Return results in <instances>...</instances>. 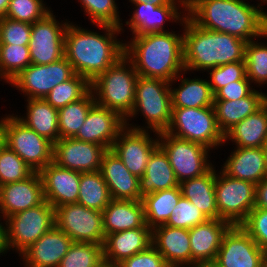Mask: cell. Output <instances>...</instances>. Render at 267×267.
<instances>
[{
  "instance_id": "6da1fadb",
  "label": "cell",
  "mask_w": 267,
  "mask_h": 267,
  "mask_svg": "<svg viewBox=\"0 0 267 267\" xmlns=\"http://www.w3.org/2000/svg\"><path fill=\"white\" fill-rule=\"evenodd\" d=\"M95 26L104 34L70 21L64 36V57L74 73L90 83L124 56V41L117 38L122 34L121 29L112 25Z\"/></svg>"
},
{
  "instance_id": "7a4b0ae2",
  "label": "cell",
  "mask_w": 267,
  "mask_h": 267,
  "mask_svg": "<svg viewBox=\"0 0 267 267\" xmlns=\"http://www.w3.org/2000/svg\"><path fill=\"white\" fill-rule=\"evenodd\" d=\"M247 0H198L186 15L199 27L246 42L267 39V12Z\"/></svg>"
},
{
  "instance_id": "3957f363",
  "label": "cell",
  "mask_w": 267,
  "mask_h": 267,
  "mask_svg": "<svg viewBox=\"0 0 267 267\" xmlns=\"http://www.w3.org/2000/svg\"><path fill=\"white\" fill-rule=\"evenodd\" d=\"M124 42V56L141 77L171 82L185 71L183 33H147Z\"/></svg>"
},
{
  "instance_id": "277c9868",
  "label": "cell",
  "mask_w": 267,
  "mask_h": 267,
  "mask_svg": "<svg viewBox=\"0 0 267 267\" xmlns=\"http://www.w3.org/2000/svg\"><path fill=\"white\" fill-rule=\"evenodd\" d=\"M179 25L183 26L186 72H205L217 66L245 61L246 41L227 33L201 28L187 15Z\"/></svg>"
},
{
  "instance_id": "5b68a950",
  "label": "cell",
  "mask_w": 267,
  "mask_h": 267,
  "mask_svg": "<svg viewBox=\"0 0 267 267\" xmlns=\"http://www.w3.org/2000/svg\"><path fill=\"white\" fill-rule=\"evenodd\" d=\"M139 112H141V117L143 115L147 126L130 123L132 118L133 120L136 119L135 117ZM171 119L170 82L139 76L135 86L134 106L130 115L125 119V126L134 130L149 131L150 129L155 137L158 133L168 129Z\"/></svg>"
},
{
  "instance_id": "8992f818",
  "label": "cell",
  "mask_w": 267,
  "mask_h": 267,
  "mask_svg": "<svg viewBox=\"0 0 267 267\" xmlns=\"http://www.w3.org/2000/svg\"><path fill=\"white\" fill-rule=\"evenodd\" d=\"M138 77L133 64L125 56L121 57L90 83L95 102L126 119L134 106Z\"/></svg>"
},
{
  "instance_id": "52a82bcc",
  "label": "cell",
  "mask_w": 267,
  "mask_h": 267,
  "mask_svg": "<svg viewBox=\"0 0 267 267\" xmlns=\"http://www.w3.org/2000/svg\"><path fill=\"white\" fill-rule=\"evenodd\" d=\"M165 132L201 144L212 151L225 145L224 134L218 127L213 106L172 108L171 123Z\"/></svg>"
},
{
  "instance_id": "ba28073f",
  "label": "cell",
  "mask_w": 267,
  "mask_h": 267,
  "mask_svg": "<svg viewBox=\"0 0 267 267\" xmlns=\"http://www.w3.org/2000/svg\"><path fill=\"white\" fill-rule=\"evenodd\" d=\"M5 145L14 151L34 172L53 162V143L21 122L14 113L0 118Z\"/></svg>"
},
{
  "instance_id": "9c48e42d",
  "label": "cell",
  "mask_w": 267,
  "mask_h": 267,
  "mask_svg": "<svg viewBox=\"0 0 267 267\" xmlns=\"http://www.w3.org/2000/svg\"><path fill=\"white\" fill-rule=\"evenodd\" d=\"M55 225V208L46 200L30 209L17 212L5 219L7 252L19 255Z\"/></svg>"
},
{
  "instance_id": "30bf717a",
  "label": "cell",
  "mask_w": 267,
  "mask_h": 267,
  "mask_svg": "<svg viewBox=\"0 0 267 267\" xmlns=\"http://www.w3.org/2000/svg\"><path fill=\"white\" fill-rule=\"evenodd\" d=\"M256 184L216 170L215 194L219 219L241 225L255 207Z\"/></svg>"
},
{
  "instance_id": "8fae6325",
  "label": "cell",
  "mask_w": 267,
  "mask_h": 267,
  "mask_svg": "<svg viewBox=\"0 0 267 267\" xmlns=\"http://www.w3.org/2000/svg\"><path fill=\"white\" fill-rule=\"evenodd\" d=\"M159 146L168 156L178 183L199 177L212 166L211 152L205 146L176 138L166 132L158 133Z\"/></svg>"
},
{
  "instance_id": "7c38bea8",
  "label": "cell",
  "mask_w": 267,
  "mask_h": 267,
  "mask_svg": "<svg viewBox=\"0 0 267 267\" xmlns=\"http://www.w3.org/2000/svg\"><path fill=\"white\" fill-rule=\"evenodd\" d=\"M74 71L65 58L44 65L30 64L9 83L26 99H44L58 84L69 80Z\"/></svg>"
},
{
  "instance_id": "4fadbf2b",
  "label": "cell",
  "mask_w": 267,
  "mask_h": 267,
  "mask_svg": "<svg viewBox=\"0 0 267 267\" xmlns=\"http://www.w3.org/2000/svg\"><path fill=\"white\" fill-rule=\"evenodd\" d=\"M55 225L73 242L104 243L102 211L78 203L58 206L55 208Z\"/></svg>"
},
{
  "instance_id": "5bb4252c",
  "label": "cell",
  "mask_w": 267,
  "mask_h": 267,
  "mask_svg": "<svg viewBox=\"0 0 267 267\" xmlns=\"http://www.w3.org/2000/svg\"><path fill=\"white\" fill-rule=\"evenodd\" d=\"M53 14L52 10L32 24L28 44L31 64H50L64 57V36L70 21L64 19L60 22Z\"/></svg>"
},
{
  "instance_id": "9a60e30c",
  "label": "cell",
  "mask_w": 267,
  "mask_h": 267,
  "mask_svg": "<svg viewBox=\"0 0 267 267\" xmlns=\"http://www.w3.org/2000/svg\"><path fill=\"white\" fill-rule=\"evenodd\" d=\"M152 132L125 126L111 147L125 167L138 178L144 175L151 154L159 146L158 135L153 138L150 136Z\"/></svg>"
},
{
  "instance_id": "2e32d148",
  "label": "cell",
  "mask_w": 267,
  "mask_h": 267,
  "mask_svg": "<svg viewBox=\"0 0 267 267\" xmlns=\"http://www.w3.org/2000/svg\"><path fill=\"white\" fill-rule=\"evenodd\" d=\"M266 255L240 225H233L224 234L214 262L219 267H261Z\"/></svg>"
},
{
  "instance_id": "e0dca14e",
  "label": "cell",
  "mask_w": 267,
  "mask_h": 267,
  "mask_svg": "<svg viewBox=\"0 0 267 267\" xmlns=\"http://www.w3.org/2000/svg\"><path fill=\"white\" fill-rule=\"evenodd\" d=\"M104 146L75 138H61L53 144V162L66 169L79 172L100 170Z\"/></svg>"
},
{
  "instance_id": "ac0fdd59",
  "label": "cell",
  "mask_w": 267,
  "mask_h": 267,
  "mask_svg": "<svg viewBox=\"0 0 267 267\" xmlns=\"http://www.w3.org/2000/svg\"><path fill=\"white\" fill-rule=\"evenodd\" d=\"M135 10L130 19L125 24H121V32L124 33L123 25L131 30L132 36H140L147 33L169 32L165 30L166 21L181 23L186 17V11L183 5H162L134 3ZM182 12H181V8ZM184 10V11H183Z\"/></svg>"
},
{
  "instance_id": "d6986e66",
  "label": "cell",
  "mask_w": 267,
  "mask_h": 267,
  "mask_svg": "<svg viewBox=\"0 0 267 267\" xmlns=\"http://www.w3.org/2000/svg\"><path fill=\"white\" fill-rule=\"evenodd\" d=\"M124 127L125 119L117 112L95 103L74 138L104 146L108 150Z\"/></svg>"
},
{
  "instance_id": "ffe728a7",
  "label": "cell",
  "mask_w": 267,
  "mask_h": 267,
  "mask_svg": "<svg viewBox=\"0 0 267 267\" xmlns=\"http://www.w3.org/2000/svg\"><path fill=\"white\" fill-rule=\"evenodd\" d=\"M81 173L54 162L39 171L45 200L54 208L77 203Z\"/></svg>"
},
{
  "instance_id": "44dd1931",
  "label": "cell",
  "mask_w": 267,
  "mask_h": 267,
  "mask_svg": "<svg viewBox=\"0 0 267 267\" xmlns=\"http://www.w3.org/2000/svg\"><path fill=\"white\" fill-rule=\"evenodd\" d=\"M45 201L39 172H34L23 181L0 186V215L6 219L11 215L34 208Z\"/></svg>"
},
{
  "instance_id": "7402d4cb",
  "label": "cell",
  "mask_w": 267,
  "mask_h": 267,
  "mask_svg": "<svg viewBox=\"0 0 267 267\" xmlns=\"http://www.w3.org/2000/svg\"><path fill=\"white\" fill-rule=\"evenodd\" d=\"M232 225L222 219H208L189 229L191 267L215 261L224 234Z\"/></svg>"
},
{
  "instance_id": "603a6c76",
  "label": "cell",
  "mask_w": 267,
  "mask_h": 267,
  "mask_svg": "<svg viewBox=\"0 0 267 267\" xmlns=\"http://www.w3.org/2000/svg\"><path fill=\"white\" fill-rule=\"evenodd\" d=\"M73 240L54 225L19 256L24 267H58ZM23 259V260H22Z\"/></svg>"
},
{
  "instance_id": "cb8c5ba5",
  "label": "cell",
  "mask_w": 267,
  "mask_h": 267,
  "mask_svg": "<svg viewBox=\"0 0 267 267\" xmlns=\"http://www.w3.org/2000/svg\"><path fill=\"white\" fill-rule=\"evenodd\" d=\"M152 245V229L143 227L112 233L105 236L103 260L111 265H118L124 259L146 250Z\"/></svg>"
},
{
  "instance_id": "d4e9b609",
  "label": "cell",
  "mask_w": 267,
  "mask_h": 267,
  "mask_svg": "<svg viewBox=\"0 0 267 267\" xmlns=\"http://www.w3.org/2000/svg\"><path fill=\"white\" fill-rule=\"evenodd\" d=\"M152 245L170 267H191L189 230L159 225L152 229Z\"/></svg>"
},
{
  "instance_id": "484cf974",
  "label": "cell",
  "mask_w": 267,
  "mask_h": 267,
  "mask_svg": "<svg viewBox=\"0 0 267 267\" xmlns=\"http://www.w3.org/2000/svg\"><path fill=\"white\" fill-rule=\"evenodd\" d=\"M100 172L108 186L111 199L142 200L139 178L125 167L111 149L103 155Z\"/></svg>"
},
{
  "instance_id": "4316f807",
  "label": "cell",
  "mask_w": 267,
  "mask_h": 267,
  "mask_svg": "<svg viewBox=\"0 0 267 267\" xmlns=\"http://www.w3.org/2000/svg\"><path fill=\"white\" fill-rule=\"evenodd\" d=\"M221 170L227 176L258 184L267 177L263 149L234 148L221 165Z\"/></svg>"
},
{
  "instance_id": "83f0119b",
  "label": "cell",
  "mask_w": 267,
  "mask_h": 267,
  "mask_svg": "<svg viewBox=\"0 0 267 267\" xmlns=\"http://www.w3.org/2000/svg\"><path fill=\"white\" fill-rule=\"evenodd\" d=\"M102 214L105 236L140 228L146 224L142 200L111 199Z\"/></svg>"
},
{
  "instance_id": "f1b7e54d",
  "label": "cell",
  "mask_w": 267,
  "mask_h": 267,
  "mask_svg": "<svg viewBox=\"0 0 267 267\" xmlns=\"http://www.w3.org/2000/svg\"><path fill=\"white\" fill-rule=\"evenodd\" d=\"M185 73L187 74L186 71L181 72L170 82L172 108L212 107L214 94L207 78H186ZM176 81L179 83L176 84ZM175 84L178 85L176 88Z\"/></svg>"
},
{
  "instance_id": "f546056e",
  "label": "cell",
  "mask_w": 267,
  "mask_h": 267,
  "mask_svg": "<svg viewBox=\"0 0 267 267\" xmlns=\"http://www.w3.org/2000/svg\"><path fill=\"white\" fill-rule=\"evenodd\" d=\"M259 91L254 89L248 96L235 101H214L217 124L224 135L267 102V93Z\"/></svg>"
},
{
  "instance_id": "4dcf8cb0",
  "label": "cell",
  "mask_w": 267,
  "mask_h": 267,
  "mask_svg": "<svg viewBox=\"0 0 267 267\" xmlns=\"http://www.w3.org/2000/svg\"><path fill=\"white\" fill-rule=\"evenodd\" d=\"M216 168L213 165L206 173L179 184L181 194L208 219H219L215 194Z\"/></svg>"
},
{
  "instance_id": "1f68e13d",
  "label": "cell",
  "mask_w": 267,
  "mask_h": 267,
  "mask_svg": "<svg viewBox=\"0 0 267 267\" xmlns=\"http://www.w3.org/2000/svg\"><path fill=\"white\" fill-rule=\"evenodd\" d=\"M26 113L16 117L53 144L60 139L58 109L44 99H26Z\"/></svg>"
},
{
  "instance_id": "d6a6232c",
  "label": "cell",
  "mask_w": 267,
  "mask_h": 267,
  "mask_svg": "<svg viewBox=\"0 0 267 267\" xmlns=\"http://www.w3.org/2000/svg\"><path fill=\"white\" fill-rule=\"evenodd\" d=\"M230 140L234 148H262L267 140V102L224 135V143Z\"/></svg>"
},
{
  "instance_id": "836d02e7",
  "label": "cell",
  "mask_w": 267,
  "mask_h": 267,
  "mask_svg": "<svg viewBox=\"0 0 267 267\" xmlns=\"http://www.w3.org/2000/svg\"><path fill=\"white\" fill-rule=\"evenodd\" d=\"M179 183L170 165L168 156L158 146L151 154L144 175L139 178V191L142 197L147 194L178 187Z\"/></svg>"
},
{
  "instance_id": "e575fe53",
  "label": "cell",
  "mask_w": 267,
  "mask_h": 267,
  "mask_svg": "<svg viewBox=\"0 0 267 267\" xmlns=\"http://www.w3.org/2000/svg\"><path fill=\"white\" fill-rule=\"evenodd\" d=\"M181 196L179 186L145 195L142 201L146 224L151 229L165 224Z\"/></svg>"
},
{
  "instance_id": "d590c367",
  "label": "cell",
  "mask_w": 267,
  "mask_h": 267,
  "mask_svg": "<svg viewBox=\"0 0 267 267\" xmlns=\"http://www.w3.org/2000/svg\"><path fill=\"white\" fill-rule=\"evenodd\" d=\"M110 201L108 186L100 170L82 172L77 203L87 208L103 211Z\"/></svg>"
},
{
  "instance_id": "8d00e7d4",
  "label": "cell",
  "mask_w": 267,
  "mask_h": 267,
  "mask_svg": "<svg viewBox=\"0 0 267 267\" xmlns=\"http://www.w3.org/2000/svg\"><path fill=\"white\" fill-rule=\"evenodd\" d=\"M93 92L90 90L79 101L58 109L59 133L61 138H74L83 126L86 116L95 104Z\"/></svg>"
},
{
  "instance_id": "74e56055",
  "label": "cell",
  "mask_w": 267,
  "mask_h": 267,
  "mask_svg": "<svg viewBox=\"0 0 267 267\" xmlns=\"http://www.w3.org/2000/svg\"><path fill=\"white\" fill-rule=\"evenodd\" d=\"M90 82L83 76L74 74L69 80L55 86L44 98L52 107L59 109L79 101L89 91Z\"/></svg>"
},
{
  "instance_id": "f35d334b",
  "label": "cell",
  "mask_w": 267,
  "mask_h": 267,
  "mask_svg": "<svg viewBox=\"0 0 267 267\" xmlns=\"http://www.w3.org/2000/svg\"><path fill=\"white\" fill-rule=\"evenodd\" d=\"M31 64L28 45L0 44V76L10 83Z\"/></svg>"
},
{
  "instance_id": "ab89813d",
  "label": "cell",
  "mask_w": 267,
  "mask_h": 267,
  "mask_svg": "<svg viewBox=\"0 0 267 267\" xmlns=\"http://www.w3.org/2000/svg\"><path fill=\"white\" fill-rule=\"evenodd\" d=\"M103 263V244L73 242L58 267H99Z\"/></svg>"
},
{
  "instance_id": "60d3db41",
  "label": "cell",
  "mask_w": 267,
  "mask_h": 267,
  "mask_svg": "<svg viewBox=\"0 0 267 267\" xmlns=\"http://www.w3.org/2000/svg\"><path fill=\"white\" fill-rule=\"evenodd\" d=\"M259 41L251 40L245 48L246 76L256 87L267 84V42Z\"/></svg>"
},
{
  "instance_id": "b9f144b4",
  "label": "cell",
  "mask_w": 267,
  "mask_h": 267,
  "mask_svg": "<svg viewBox=\"0 0 267 267\" xmlns=\"http://www.w3.org/2000/svg\"><path fill=\"white\" fill-rule=\"evenodd\" d=\"M116 0H78L93 25L121 27L122 20Z\"/></svg>"
},
{
  "instance_id": "7bdbcfd3",
  "label": "cell",
  "mask_w": 267,
  "mask_h": 267,
  "mask_svg": "<svg viewBox=\"0 0 267 267\" xmlns=\"http://www.w3.org/2000/svg\"><path fill=\"white\" fill-rule=\"evenodd\" d=\"M33 173L34 171L6 145L0 150V186L23 181Z\"/></svg>"
},
{
  "instance_id": "ee69618b",
  "label": "cell",
  "mask_w": 267,
  "mask_h": 267,
  "mask_svg": "<svg viewBox=\"0 0 267 267\" xmlns=\"http://www.w3.org/2000/svg\"><path fill=\"white\" fill-rule=\"evenodd\" d=\"M44 0H10L5 17L33 24L52 11Z\"/></svg>"
},
{
  "instance_id": "f6af8a7d",
  "label": "cell",
  "mask_w": 267,
  "mask_h": 267,
  "mask_svg": "<svg viewBox=\"0 0 267 267\" xmlns=\"http://www.w3.org/2000/svg\"><path fill=\"white\" fill-rule=\"evenodd\" d=\"M208 220L199 208L185 197L181 196L172 210V215L164 225L169 227L190 229Z\"/></svg>"
},
{
  "instance_id": "bcb514c9",
  "label": "cell",
  "mask_w": 267,
  "mask_h": 267,
  "mask_svg": "<svg viewBox=\"0 0 267 267\" xmlns=\"http://www.w3.org/2000/svg\"><path fill=\"white\" fill-rule=\"evenodd\" d=\"M209 85L212 93L215 94L219 89L234 81L242 80L246 77L245 61H237L222 66L211 68L208 71Z\"/></svg>"
},
{
  "instance_id": "7dc6e473",
  "label": "cell",
  "mask_w": 267,
  "mask_h": 267,
  "mask_svg": "<svg viewBox=\"0 0 267 267\" xmlns=\"http://www.w3.org/2000/svg\"><path fill=\"white\" fill-rule=\"evenodd\" d=\"M32 24L0 18V44L28 45Z\"/></svg>"
},
{
  "instance_id": "c3c4849f",
  "label": "cell",
  "mask_w": 267,
  "mask_h": 267,
  "mask_svg": "<svg viewBox=\"0 0 267 267\" xmlns=\"http://www.w3.org/2000/svg\"><path fill=\"white\" fill-rule=\"evenodd\" d=\"M240 226L267 254V209L254 207Z\"/></svg>"
},
{
  "instance_id": "681fc988",
  "label": "cell",
  "mask_w": 267,
  "mask_h": 267,
  "mask_svg": "<svg viewBox=\"0 0 267 267\" xmlns=\"http://www.w3.org/2000/svg\"><path fill=\"white\" fill-rule=\"evenodd\" d=\"M117 267H170L162 255L151 245L146 250L124 259Z\"/></svg>"
},
{
  "instance_id": "f907efd6",
  "label": "cell",
  "mask_w": 267,
  "mask_h": 267,
  "mask_svg": "<svg viewBox=\"0 0 267 267\" xmlns=\"http://www.w3.org/2000/svg\"><path fill=\"white\" fill-rule=\"evenodd\" d=\"M253 85L246 76L242 80L234 81L219 89L214 94V101L239 100L248 96L255 89Z\"/></svg>"
},
{
  "instance_id": "816d5d0a",
  "label": "cell",
  "mask_w": 267,
  "mask_h": 267,
  "mask_svg": "<svg viewBox=\"0 0 267 267\" xmlns=\"http://www.w3.org/2000/svg\"><path fill=\"white\" fill-rule=\"evenodd\" d=\"M255 207L267 209V177L256 184Z\"/></svg>"
},
{
  "instance_id": "f5cc1de1",
  "label": "cell",
  "mask_w": 267,
  "mask_h": 267,
  "mask_svg": "<svg viewBox=\"0 0 267 267\" xmlns=\"http://www.w3.org/2000/svg\"><path fill=\"white\" fill-rule=\"evenodd\" d=\"M130 3H148L155 6L162 5H183L182 0H128Z\"/></svg>"
},
{
  "instance_id": "db71d44e",
  "label": "cell",
  "mask_w": 267,
  "mask_h": 267,
  "mask_svg": "<svg viewBox=\"0 0 267 267\" xmlns=\"http://www.w3.org/2000/svg\"><path fill=\"white\" fill-rule=\"evenodd\" d=\"M4 221L5 219L0 215V257L1 255L5 256V254L7 253V248H6V243H5V222Z\"/></svg>"
},
{
  "instance_id": "11a10c76",
  "label": "cell",
  "mask_w": 267,
  "mask_h": 267,
  "mask_svg": "<svg viewBox=\"0 0 267 267\" xmlns=\"http://www.w3.org/2000/svg\"><path fill=\"white\" fill-rule=\"evenodd\" d=\"M10 0H0V18L5 17Z\"/></svg>"
},
{
  "instance_id": "9f6ffc18",
  "label": "cell",
  "mask_w": 267,
  "mask_h": 267,
  "mask_svg": "<svg viewBox=\"0 0 267 267\" xmlns=\"http://www.w3.org/2000/svg\"><path fill=\"white\" fill-rule=\"evenodd\" d=\"M198 0H182L185 11H187Z\"/></svg>"
},
{
  "instance_id": "6f0895ef",
  "label": "cell",
  "mask_w": 267,
  "mask_h": 267,
  "mask_svg": "<svg viewBox=\"0 0 267 267\" xmlns=\"http://www.w3.org/2000/svg\"><path fill=\"white\" fill-rule=\"evenodd\" d=\"M5 146V135L3 132V128L0 124V150Z\"/></svg>"
},
{
  "instance_id": "680465c9",
  "label": "cell",
  "mask_w": 267,
  "mask_h": 267,
  "mask_svg": "<svg viewBox=\"0 0 267 267\" xmlns=\"http://www.w3.org/2000/svg\"><path fill=\"white\" fill-rule=\"evenodd\" d=\"M263 152H264V157H265V165H266V170H267V140L262 146Z\"/></svg>"
},
{
  "instance_id": "91938a15",
  "label": "cell",
  "mask_w": 267,
  "mask_h": 267,
  "mask_svg": "<svg viewBox=\"0 0 267 267\" xmlns=\"http://www.w3.org/2000/svg\"><path fill=\"white\" fill-rule=\"evenodd\" d=\"M201 267H219L215 262L209 263V264H205Z\"/></svg>"
},
{
  "instance_id": "94428289",
  "label": "cell",
  "mask_w": 267,
  "mask_h": 267,
  "mask_svg": "<svg viewBox=\"0 0 267 267\" xmlns=\"http://www.w3.org/2000/svg\"><path fill=\"white\" fill-rule=\"evenodd\" d=\"M261 267H267V255L263 259L262 264H261Z\"/></svg>"
},
{
  "instance_id": "6125c7cd",
  "label": "cell",
  "mask_w": 267,
  "mask_h": 267,
  "mask_svg": "<svg viewBox=\"0 0 267 267\" xmlns=\"http://www.w3.org/2000/svg\"><path fill=\"white\" fill-rule=\"evenodd\" d=\"M99 267H117L116 265H111V264H108V263H103L102 265H100Z\"/></svg>"
},
{
  "instance_id": "be15d7a7",
  "label": "cell",
  "mask_w": 267,
  "mask_h": 267,
  "mask_svg": "<svg viewBox=\"0 0 267 267\" xmlns=\"http://www.w3.org/2000/svg\"><path fill=\"white\" fill-rule=\"evenodd\" d=\"M257 1L259 2L257 4H259L260 6H263V5L267 4V0H257Z\"/></svg>"
}]
</instances>
